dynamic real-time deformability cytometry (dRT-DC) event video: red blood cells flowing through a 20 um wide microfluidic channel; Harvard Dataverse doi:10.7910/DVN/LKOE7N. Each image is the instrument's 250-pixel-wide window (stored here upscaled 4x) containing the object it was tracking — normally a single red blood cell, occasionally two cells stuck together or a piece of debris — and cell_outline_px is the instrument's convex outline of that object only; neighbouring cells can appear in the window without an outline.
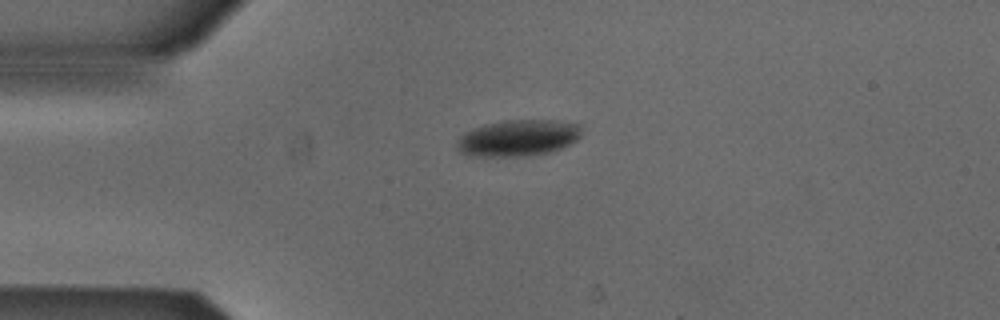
{"species": "Egyptian fruit bat (a non-hibernating species)", "species_latin": "Rousettus aegyptiacus", "temperature_condition": "cold", "stored_images_in_passage": 32, "camera_frame_rate_fps": 3000, "um_per_image_px": 0.085, "animal": {"sex": "male"}, "frame": {"image": 1, "passage_image": 1, "time_ms": 0.0, "image_size_px": [1000, 320], "cell_outline_px": [[580, 136], [576, 140], [552, 152], [524, 156], [472, 156], [460, 152], [456, 148], [456, 140], [464, 132], [488, 124], [504, 120], [552, 120], [580, 124]], "centroid_in_image_um": [44.01, 11.73], "position_along_channel_um": 41.0, "area_um2": 26.3}}
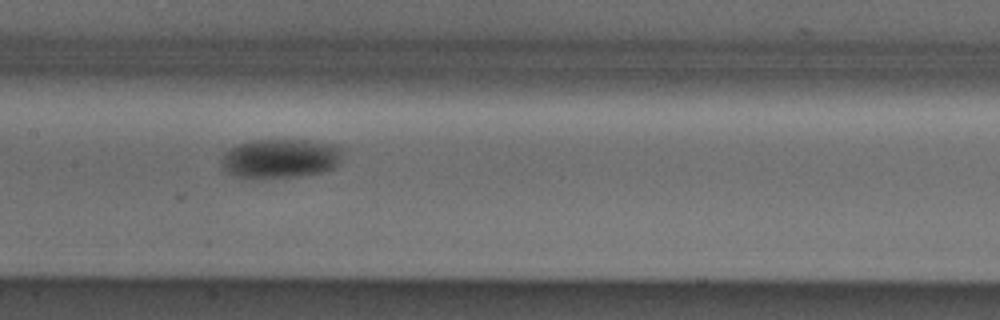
{"frame": {"image": 2, "passage_image": 14, "time_ms": 4.333, "image_size_px": [1000, 320], "cell_outline_px": [[344, 148], [340, 164], [336, 168], [324, 172], [300, 176], [236, 176], [228, 172], [224, 168], [220, 160], [224, 152], [228, 148], [236, 144], [252, 140], [308, 140], [340, 144]], "centroid_in_image_um": [23.93, 13.42], "position_along_channel_um": 183.5, "area_um2": 27.92}}
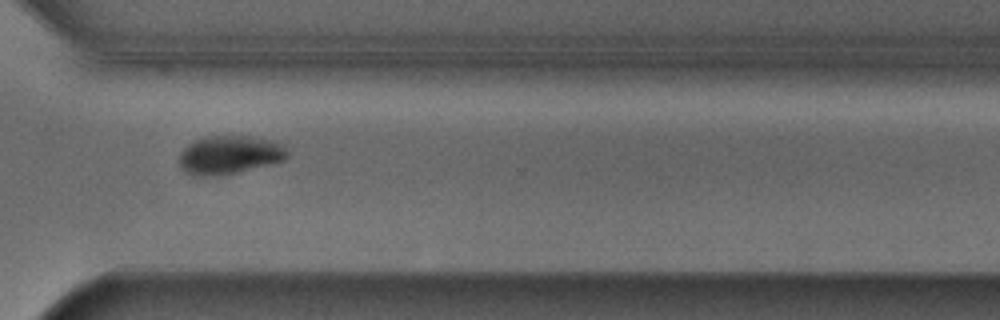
{"frame": {"image": 3, "passage_image": 27, "time_ms": 8.667, "image_size_px": [1000, 320], "cell_outline_px": [[288, 156], [284, 160], [236, 172], [216, 176], [192, 176], [184, 172], [180, 168], [180, 152], [192, 140], [204, 136], [252, 136], [272, 140], [284, 144], [288, 152]], "centroid_in_image_um": [19.48, 13.15], "position_along_channel_um": 351.1, "area_um2": 24.45}, "authors_computed_cell_mechanics": {"area_um2": 27.1949, "velocity_mm_per_s": 3.8681, "shape_relaxation_time_tau1_ms": 3.6415, "shape_relaxation_time_tau2_ms": null, "deformation_change_tau1": 0.1082, "deformation_change_tau2": null}}